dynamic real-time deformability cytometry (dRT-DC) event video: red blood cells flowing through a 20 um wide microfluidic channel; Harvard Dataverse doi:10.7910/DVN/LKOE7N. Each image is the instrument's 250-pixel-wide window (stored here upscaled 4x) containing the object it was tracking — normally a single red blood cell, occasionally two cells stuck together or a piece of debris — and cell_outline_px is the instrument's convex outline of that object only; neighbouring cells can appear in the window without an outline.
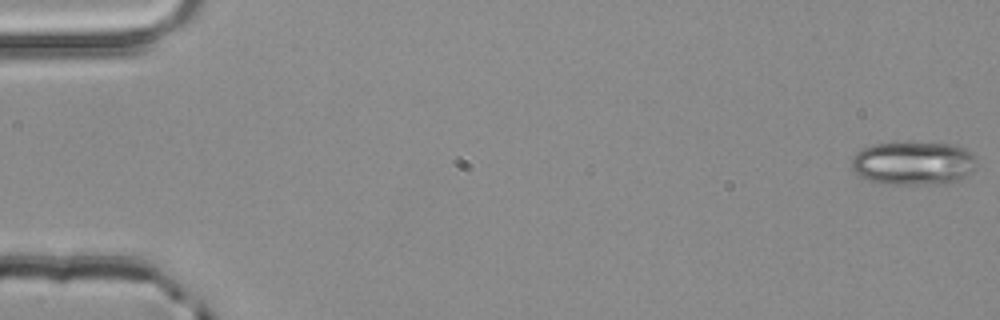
{"species": "common noctule bat (a hibernating species)", "species_latin": "Nyctalus noctula", "temperature_condition": "room temperature", "stored_images_in_passage": 4, "camera_frame_rate_fps": 3000, "um_per_image_px": 0.085, "animal": {"sex": "male", "body_mass_g": 20.4}, "frame": {"image": 1, "passage_image": 1, "time_ms": 0.0, "image_size_px": [1000, 320], "cell_outline_px": [[976, 168], [972, 172], [960, 180], [948, 184], [888, 184], [868, 180], [860, 176], [852, 168], [852, 156], [856, 152], [872, 144], [952, 144], [964, 148], [976, 156]], "centroid_in_image_um": [77.68, 13.9], "position_along_channel_um": 7.3, "area_um2": 31.62}}